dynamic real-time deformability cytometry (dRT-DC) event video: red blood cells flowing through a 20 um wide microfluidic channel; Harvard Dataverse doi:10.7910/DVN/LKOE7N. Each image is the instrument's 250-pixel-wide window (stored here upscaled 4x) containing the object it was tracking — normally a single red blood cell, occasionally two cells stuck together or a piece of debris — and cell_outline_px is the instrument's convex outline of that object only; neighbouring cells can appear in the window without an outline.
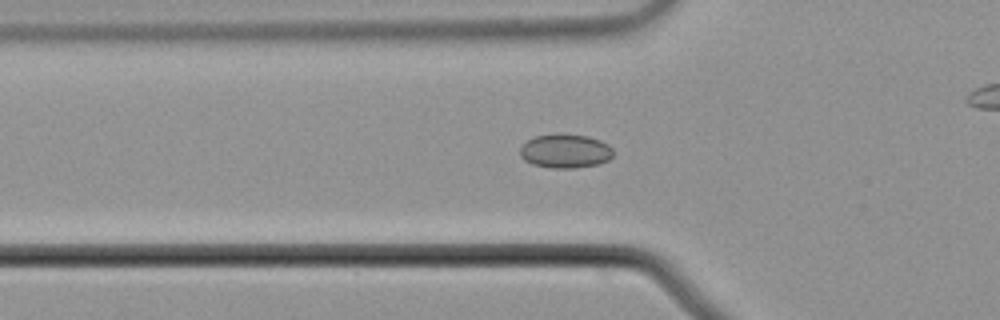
{"species": "common noctule bat (a hibernating species)", "species_latin": "Nyctalus noctula", "temperature_condition": "cold", "stored_images_in_passage": 47, "camera_frame_rate_fps": 3000, "um_per_image_px": 0.085, "animal": {"sex": "male", "body_mass_g": 21.5, "forearm_length_mm": 52.0}, "frame": {"image": 1, "passage_image": 19, "time_ms": 6.0, "image_size_px": [1000, 320], "cell_outline_px": [[612, 156], [608, 160], [600, 164], [576, 168], [552, 168], [532, 164], [524, 160], [520, 156], [520, 148], [528, 140], [536, 136], [556, 132], [560, 132], [588, 136], [600, 140], [608, 144], [612, 148]], "centroid_in_image_um": [48.05, 12.82], "position_along_channel_um": 77.7, "area_um2": 18.79}}
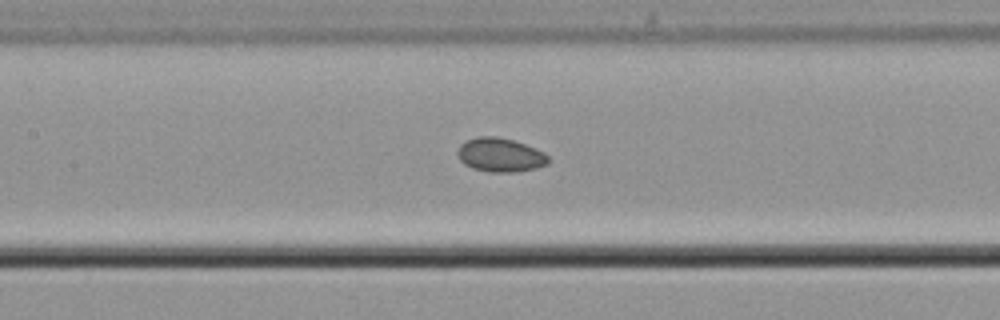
{"frame": {"image": 2, "passage_image": 26, "time_ms": 8.333, "image_size_px": [1000, 320], "cell_outline_px": [[548, 164], [536, 168], [516, 172], [488, 172], [472, 168], [464, 164], [460, 160], [456, 152], [460, 144], [476, 136], [496, 136], [512, 140], [524, 144], [544, 152], [548, 156]], "centroid_in_image_um": [42.49, 13.18], "position_along_channel_um": 164.9, "area_um2": 17.98}}
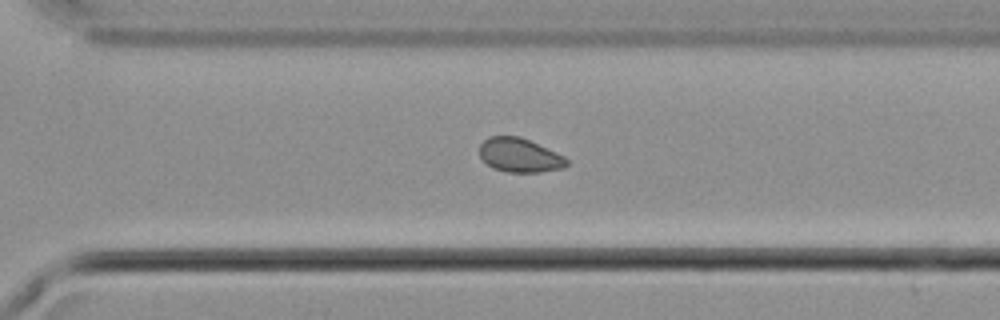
{"frame": {"image": 3, "passage_image": 39, "time_ms": 12.667, "image_size_px": [1000, 320], "cell_outline_px": [[568, 164], [564, 168], [540, 172], [504, 172], [492, 168], [480, 156], [480, 144], [488, 136], [520, 136], [556, 152], [564, 156], [568, 160]], "centroid_in_image_um": [44.17, 13.2], "position_along_channel_um": 326.4, "area_um2": 17.34}}